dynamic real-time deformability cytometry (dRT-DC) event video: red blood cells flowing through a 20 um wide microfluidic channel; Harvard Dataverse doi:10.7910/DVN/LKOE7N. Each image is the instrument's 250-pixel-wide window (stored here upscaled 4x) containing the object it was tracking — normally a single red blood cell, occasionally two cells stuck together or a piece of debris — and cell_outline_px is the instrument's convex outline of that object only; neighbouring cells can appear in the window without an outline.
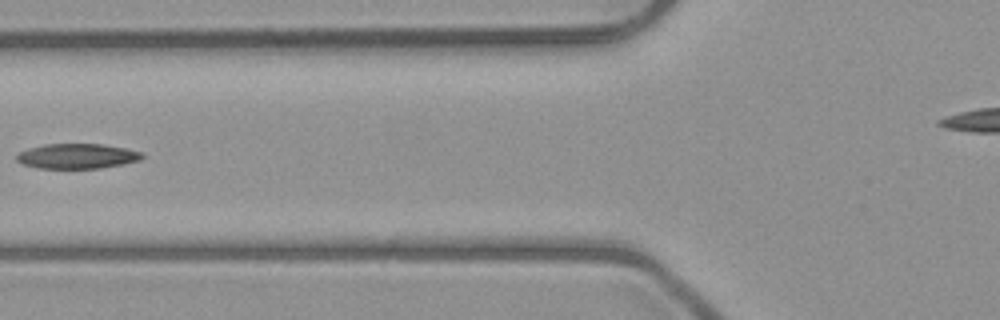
{"species": "common noctule bat (a hibernating species)", "species_latin": "Nyctalus noctula", "temperature_condition": "room temperature", "stored_images_in_passage": 6, "camera_frame_rate_fps": 3000, "um_per_image_px": 0.085, "animal": {"sex": "male", "body_mass_g": 23.1, "forearm_length_mm": 52.7}, "frame": {"image": 1, "passage_image": 6, "time_ms": 6.667, "image_size_px": [1000, 320], "cell_outline_px": [[144, 156], [140, 160], [124, 164], [100, 168], [36, 168], [20, 164], [16, 160], [16, 156], [20, 152], [28, 148], [44, 144], [100, 144], [124, 148], [144, 152]], "centroid_in_image_um": [6.54, 13.27], "position_along_channel_um": 119.3, "area_um2": 18.38}}